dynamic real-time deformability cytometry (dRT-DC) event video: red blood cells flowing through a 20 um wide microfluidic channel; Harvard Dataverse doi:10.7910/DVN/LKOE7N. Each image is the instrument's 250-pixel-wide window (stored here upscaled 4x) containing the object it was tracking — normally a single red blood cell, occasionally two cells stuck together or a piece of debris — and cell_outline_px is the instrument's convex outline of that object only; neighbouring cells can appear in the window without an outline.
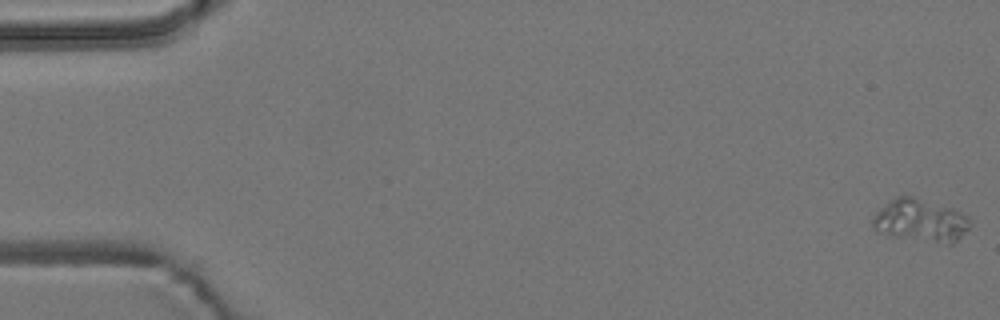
{"species": "common noctule bat (a hibernating species)", "species_latin": "Nyctalus noctula", "temperature_condition": "room temperature", "stored_images_in_passage": 9, "camera_frame_rate_fps": 3000, "um_per_image_px": 0.085, "animal": {"sex": "male", "body_mass_g": 19.2, "forearm_length_mm": 51.8}, "frame": {"image": 1, "passage_image": 1, "time_ms": 0.0, "image_size_px": [1000, 320], "cell_outline_px": [[968, 228], [952, 244], [948, 244], [896, 236], [876, 232], [872, 228], [872, 216], [880, 208], [896, 196], [912, 196], [952, 208], [968, 216]], "centroid_in_image_um": [78.19, 18.73], "position_along_channel_um": 6.8, "area_um2": 23.81}}